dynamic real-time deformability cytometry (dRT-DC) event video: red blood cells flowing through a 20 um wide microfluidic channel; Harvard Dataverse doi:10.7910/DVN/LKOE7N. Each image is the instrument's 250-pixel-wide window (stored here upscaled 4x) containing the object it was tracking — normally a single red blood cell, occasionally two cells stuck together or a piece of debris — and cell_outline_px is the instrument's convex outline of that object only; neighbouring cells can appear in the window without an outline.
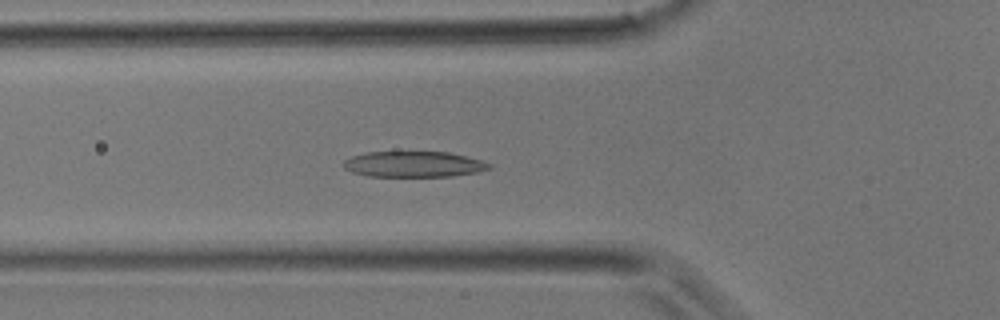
{"species": "common noctule bat (a hibernating species)", "species_latin": "Nyctalus noctula", "temperature_condition": "room temperature", "stored_images_in_passage": 39, "camera_frame_rate_fps": 3000, "um_per_image_px": 0.085, "animal": {"sex": "male", "body_mass_g": 17.9}, "frame": {"image": 1, "passage_image": 14, "time_ms": 4.333, "image_size_px": [1000, 320], "cell_outline_px": [[492, 168], [480, 172], [452, 176], [368, 176], [352, 172], [344, 168], [344, 160], [352, 156], [368, 152], [448, 152], [480, 160], [492, 164]], "centroid_in_image_um": [35.19, 13.96], "position_along_channel_um": 90.6, "area_um2": 21.79}}
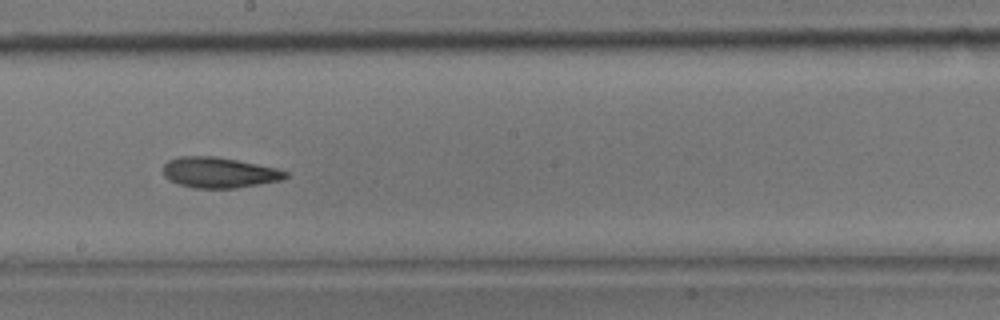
{"frame": {"image": 2, "passage_image": 22, "time_ms": 7.0, "image_size_px": [1000, 320], "cell_outline_px": [[288, 176], [280, 180], [236, 188], [192, 188], [168, 180], [164, 176], [164, 164], [168, 160], [180, 156], [216, 156], [276, 168], [288, 172]], "centroid_in_image_um": [18.59, 14.66], "position_along_channel_um": 229.6, "area_um2": 21.68}}
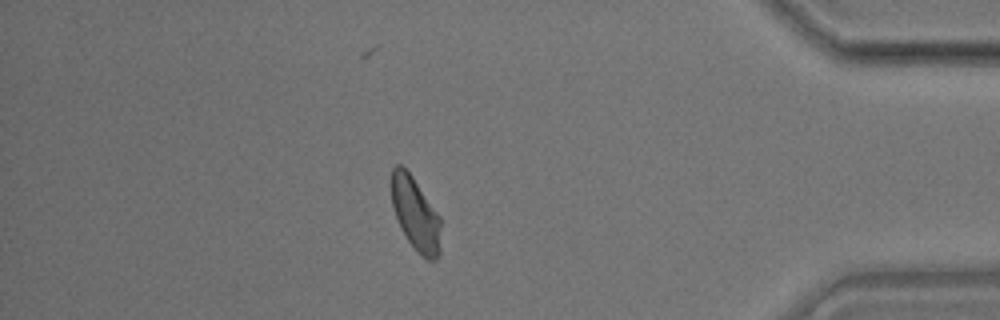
{"frame": {"image": 3, "passage_image": 34, "time_ms": 11.0, "image_size_px": [1000, 320], "cell_outline_px": [[440, 252], [436, 260], [428, 260], [420, 256], [416, 252], [400, 228], [392, 204], [392, 168], [396, 164], [400, 164], [412, 176], [440, 216]], "centroid_in_image_um": [35.33, 18.23], "position_along_channel_um": 399.9, "area_um2": 20.98}}